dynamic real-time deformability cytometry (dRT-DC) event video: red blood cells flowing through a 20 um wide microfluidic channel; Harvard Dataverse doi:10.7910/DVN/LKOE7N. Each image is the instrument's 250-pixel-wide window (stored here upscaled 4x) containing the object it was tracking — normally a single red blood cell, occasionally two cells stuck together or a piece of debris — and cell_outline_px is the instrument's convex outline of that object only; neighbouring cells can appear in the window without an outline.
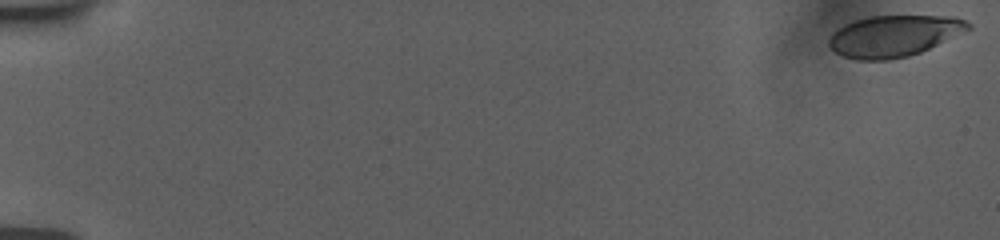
{"species": "human", "species_latin": "Homo sapiens", "temperature_condition": "room temperature", "stored_images_in_passage": 35, "camera_frame_rate_fps": 3000, "um_per_image_px": 0.085, "donor": {"sex": "female"}, "frame": {"image": 1, "passage_image": 1, "time_ms": 0.0, "image_size_px": [1000, 240], "cell_outline_px": [[972, 28], [920, 52], [908, 56], [888, 60], [856, 60], [844, 56], [836, 52], [828, 44], [828, 40], [832, 32], [836, 28], [852, 20], [868, 16], [956, 16], [972, 24]], "centroid_in_image_um": [75.95, 3.04], "position_along_channel_um": 9.0, "area_um2": 33.64}}
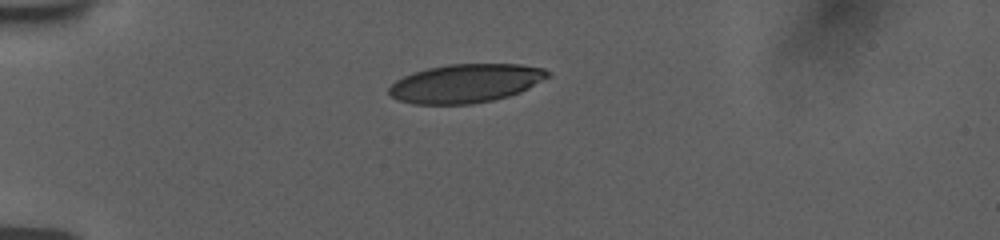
{"frame": {"image": 2, "passage_image": 28, "time_ms": 5.0, "image_size_px": [1000, 240], "cell_outline_px": [[548, 76], [520, 92], [508, 96], [492, 100], [472, 104], [412, 104], [396, 100], [388, 92], [388, 88], [396, 80], [412, 72], [428, 68], [448, 64], [520, 64], [544, 68], [548, 72]], "centroid_in_image_um": [39.52, 7.09], "position_along_channel_um": 45.5, "area_um2": 35.6}}